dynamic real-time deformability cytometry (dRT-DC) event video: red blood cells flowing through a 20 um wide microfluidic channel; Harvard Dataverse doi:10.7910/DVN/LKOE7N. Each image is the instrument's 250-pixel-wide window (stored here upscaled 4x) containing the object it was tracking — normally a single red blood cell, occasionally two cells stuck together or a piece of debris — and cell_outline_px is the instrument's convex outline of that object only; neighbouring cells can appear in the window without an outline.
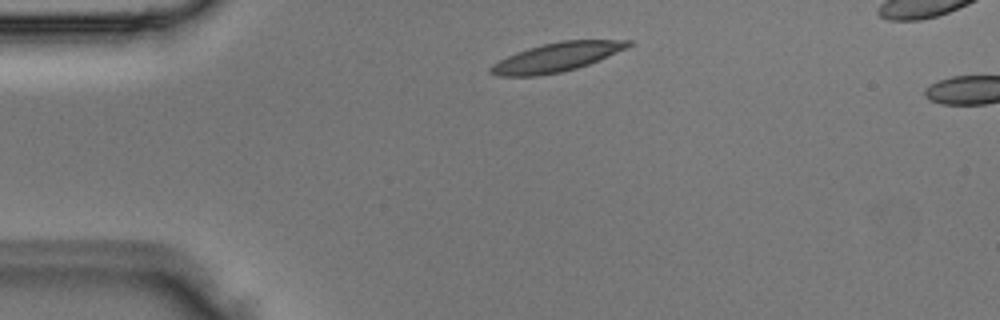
{"species": "Egyptian fruit bat (a non-hibernating species)", "species_latin": "Rousettus aegyptiacus", "temperature_condition": "room temperature", "stored_images_in_passage": 2, "camera_frame_rate_fps": 3000, "um_per_image_px": 0.085, "animal": {"sex": "male"}, "frame": {"image": 1, "passage_image": 1, "time_ms": 0.0, "image_size_px": [1000, 320], "cell_outline_px": [[632, 44], [624, 48], [588, 64], [576, 68], [560, 72], [540, 76], [496, 76], [488, 72], [488, 68], [492, 64], [516, 52], [528, 48], [560, 40], [632, 40]], "centroid_in_image_um": [47.23, 4.87], "position_along_channel_um": 37.8, "area_um2": 22.89}}